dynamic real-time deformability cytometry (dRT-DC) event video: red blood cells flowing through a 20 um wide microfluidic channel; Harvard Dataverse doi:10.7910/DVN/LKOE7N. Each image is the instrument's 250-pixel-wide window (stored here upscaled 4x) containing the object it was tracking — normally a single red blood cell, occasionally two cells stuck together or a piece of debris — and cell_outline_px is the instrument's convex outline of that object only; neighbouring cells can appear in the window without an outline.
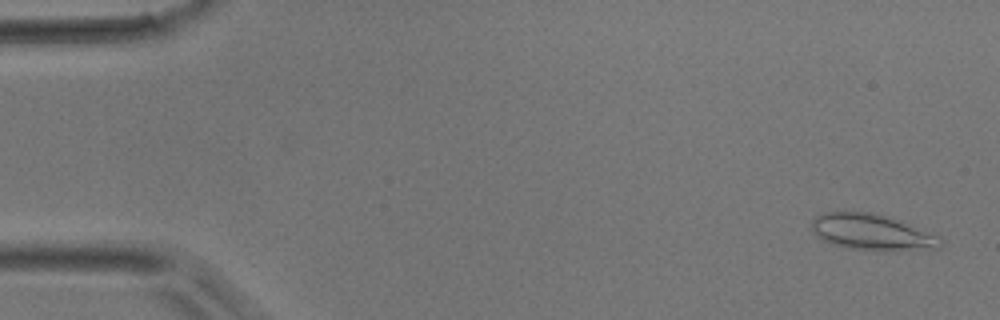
{"species": "common noctule bat (a hibernating species)", "species_latin": "Nyctalus noctula", "temperature_condition": "room temperature", "stored_images_in_passage": 48, "camera_frame_rate_fps": 3000, "um_per_image_px": 0.085, "animal": {"sex": "male", "body_mass_g": 17.9}, "frame": {"image": 1, "passage_image": 2, "time_ms": 0.333, "image_size_px": [1000, 320], "cell_outline_px": [[944, 240], [940, 248], [876, 252], [848, 248], [832, 244], [816, 236], [812, 228], [812, 220], [816, 216], [824, 212], [872, 212], [888, 216], [940, 236]], "centroid_in_image_um": [74.14, 19.76], "position_along_channel_um": 10.9, "area_um2": 27.4}}
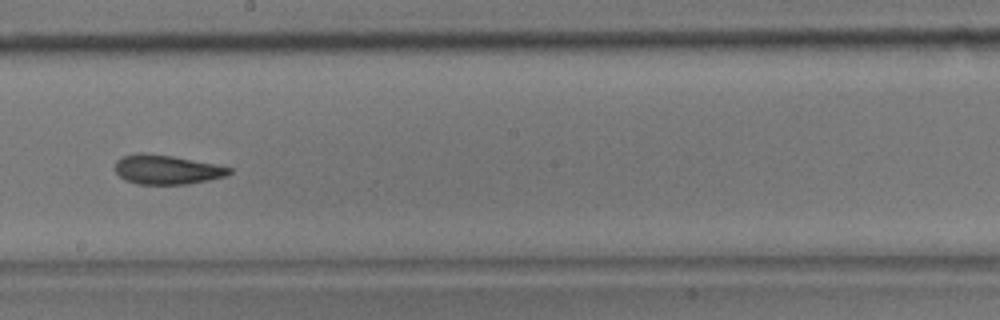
{"frame": {"image": 2, "passage_image": 27, "time_ms": 8.667, "image_size_px": [1000, 320], "cell_outline_px": [[232, 172], [228, 176], [188, 184], [136, 184], [124, 180], [116, 172], [116, 160], [124, 156], [136, 152], [144, 152], [172, 156], [216, 164], [232, 168]], "centroid_in_image_um": [14.18, 14.41], "position_along_channel_um": 234.0, "area_um2": 19.65}}
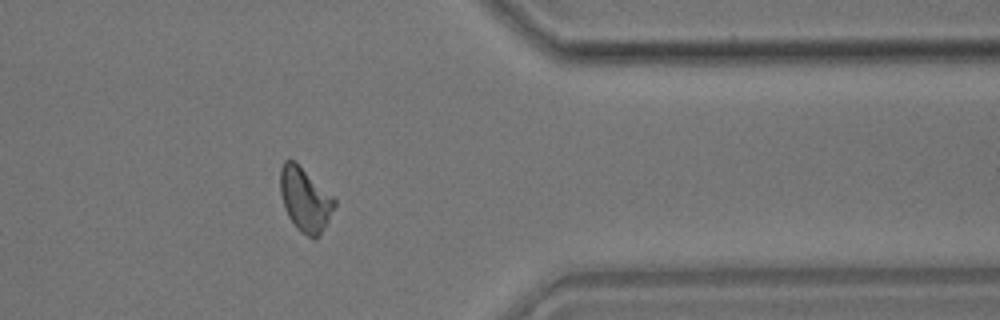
{"frame": {"image": 3, "passage_image": 39, "time_ms": 12.667, "image_size_px": [1000, 320], "cell_outline_px": [[336, 204], [320, 236], [316, 240], [312, 240], [300, 232], [296, 228], [288, 216], [284, 208], [280, 192], [280, 168], [284, 160], [296, 160], [336, 200]], "centroid_in_image_um": [25.91, 16.97], "position_along_channel_um": 385.5, "area_um2": 20.46}}